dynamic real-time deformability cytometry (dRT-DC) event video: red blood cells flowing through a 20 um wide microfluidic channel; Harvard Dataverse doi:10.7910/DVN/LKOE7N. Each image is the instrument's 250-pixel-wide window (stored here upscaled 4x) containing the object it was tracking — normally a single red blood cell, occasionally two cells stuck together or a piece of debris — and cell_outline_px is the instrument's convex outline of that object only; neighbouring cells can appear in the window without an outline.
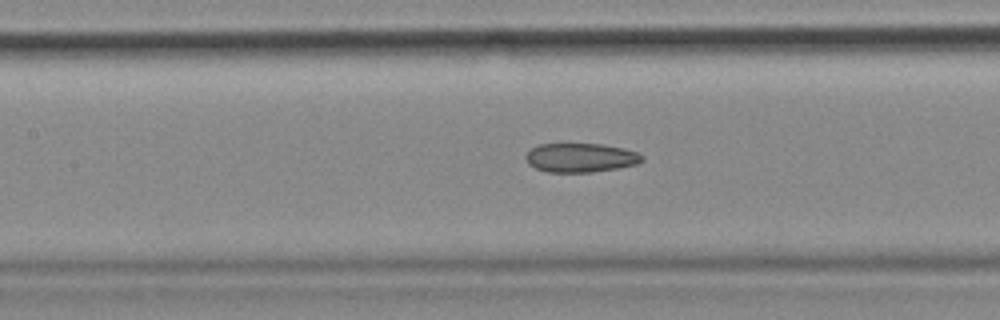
{"species": "common noctule bat (a hibernating species)", "species_latin": "Nyctalus noctula", "temperature_condition": "cold", "stored_images_in_passage": 54, "camera_frame_rate_fps": 3000, "um_per_image_px": 0.085, "animal": {"sex": "female", "body_mass_g": 18.4}, "frame": {"image": 1, "passage_image": 24, "time_ms": 7.667, "image_size_px": [1000, 320], "cell_outline_px": [[644, 160], [636, 164], [616, 168], [592, 172], [548, 172], [536, 168], [528, 164], [524, 156], [532, 148], [540, 144], [604, 144], [636, 152], [644, 156]], "centroid_in_image_um": [49.33, 13.4], "position_along_channel_um": 158.1, "area_um2": 19.54}, "authors_computed_cell_mechanics": {"area_um2": 21.0681, "velocity_mm_per_s": 3.69, "shape_relaxation_time_tau1_ms": null, "shape_relaxation_time_tau2_ms": 3.4327, "deformation_change_tau1": null, "deformation_change_tau2": 0.1083}}